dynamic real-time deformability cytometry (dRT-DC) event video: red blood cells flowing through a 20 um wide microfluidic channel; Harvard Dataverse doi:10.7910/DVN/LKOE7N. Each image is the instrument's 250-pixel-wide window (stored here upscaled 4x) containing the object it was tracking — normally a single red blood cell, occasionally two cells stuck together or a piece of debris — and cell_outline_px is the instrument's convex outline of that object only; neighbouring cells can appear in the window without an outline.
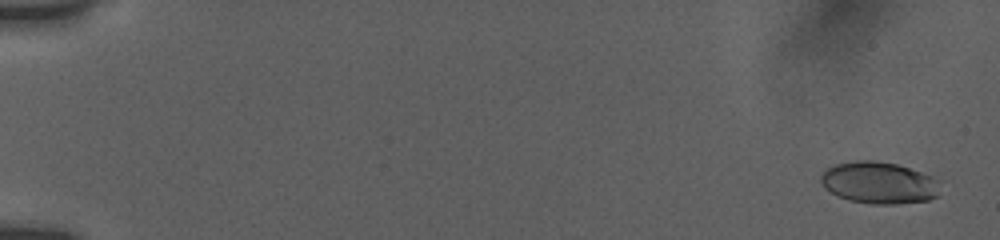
{"species": "human", "species_latin": "Homo sapiens", "temperature_condition": "room temperature", "stored_images_in_passage": 55, "camera_frame_rate_fps": 3000, "um_per_image_px": 0.085, "donor": {"sex": "female"}, "frame": {"image": 1, "passage_image": 2, "time_ms": 0.333, "image_size_px": [1000, 240], "cell_outline_px": [[940, 180], [936, 196], [928, 200], [896, 204], [872, 204], [848, 200], [836, 196], [824, 188], [820, 180], [820, 176], [828, 168], [836, 164], [856, 160], [876, 160], [896, 164], [932, 176]], "centroid_in_image_um": [74.68, 15.54], "position_along_channel_um": 10.3, "area_um2": 29.13}}
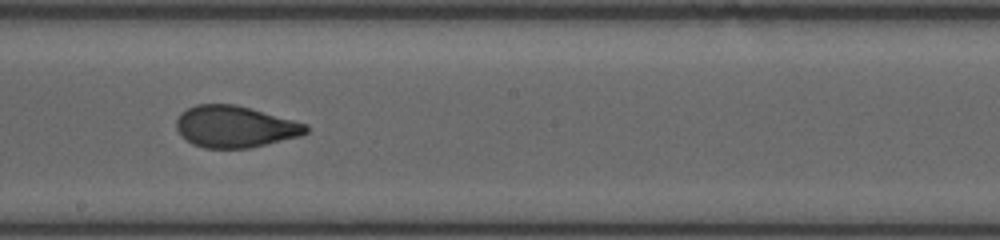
{"frame": {"image": 2, "passage_image": 32, "time_ms": 10.667, "image_size_px": [1000, 240], "cell_outline_px": [[308, 132], [300, 136], [248, 148], [204, 148], [192, 144], [180, 136], [176, 128], [176, 120], [180, 112], [196, 104], [236, 104], [308, 124]], "centroid_in_image_um": [19.94, 10.76], "position_along_channel_um": 228.3, "area_um2": 31.56}}
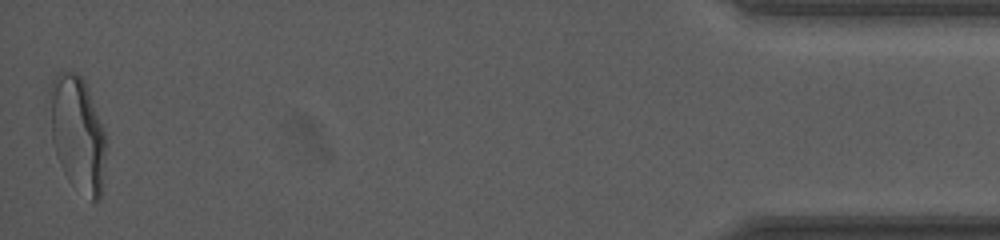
{"frame": {"image": 3, "passage_image": 55, "time_ms": 18.0, "image_size_px": [1000, 240], "cell_outline_px": [[108, 140], [100, 200], [92, 200], [72, 184], [68, 180], [56, 156], [52, 140], [48, 92], [52, 80], [60, 72], [76, 72], [84, 80]], "centroid_in_image_um": [6.59, 11.36], "position_along_channel_um": 428.6, "area_um2": 37.92}, "authors_computed_cell_mechanics": {"area_um2": 31.5588, "velocity_mm_per_s": 3.8338, "shape_relaxation_time_tau1_ms": 5.7191, "shape_relaxation_time_tau2_ms": 0.8069, "deformation_change_tau1": 0.1835, "deformation_change_tau2": 0.0642}}